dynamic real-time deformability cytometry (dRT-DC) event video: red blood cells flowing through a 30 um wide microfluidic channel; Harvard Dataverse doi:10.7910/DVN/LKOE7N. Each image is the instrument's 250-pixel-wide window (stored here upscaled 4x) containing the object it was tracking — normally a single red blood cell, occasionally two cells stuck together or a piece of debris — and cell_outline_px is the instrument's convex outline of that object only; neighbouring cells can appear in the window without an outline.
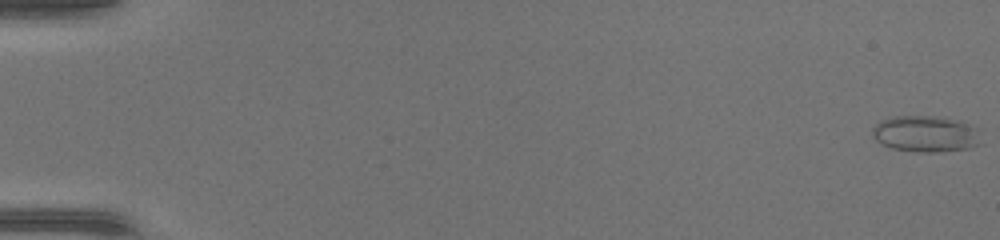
{"species": "common noctule bat (a hibernating species)", "species_latin": "Nyctalus noctula", "temperature_condition": "warm", "stored_images_in_passage": 49, "camera_frame_rate_fps": 3000, "um_per_image_px": 0.085, "animal": {"sex": "female", "body_mass_g": 17.0, "forearm_length_mm": 48.0}, "frame": {"image": 1, "passage_image": 1, "time_ms": 0.0, "image_size_px": [1000, 240], "cell_outline_px": [[980, 144], [968, 148], [944, 152], [916, 152], [892, 148], [876, 140], [872, 136], [872, 128], [880, 120], [896, 116], [936, 116], [960, 120], [976, 128]], "centroid_in_image_um": [78.66, 11.38], "position_along_channel_um": 6.3, "area_um2": 23.0}}
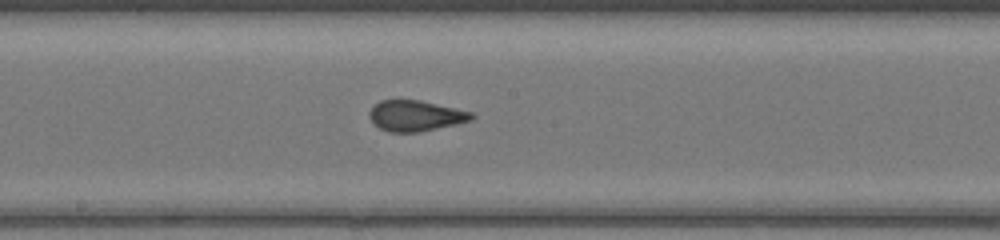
{"frame": {"image": 2, "passage_image": 28, "time_ms": 9.0, "image_size_px": [1000, 240], "cell_outline_px": [[476, 116], [472, 120], [456, 124], [420, 132], [388, 132], [372, 124], [368, 116], [368, 112], [380, 100], [420, 100], [472, 112]], "centroid_in_image_um": [35.3, 9.85], "position_along_channel_um": 212.9, "area_um2": 18.38}}
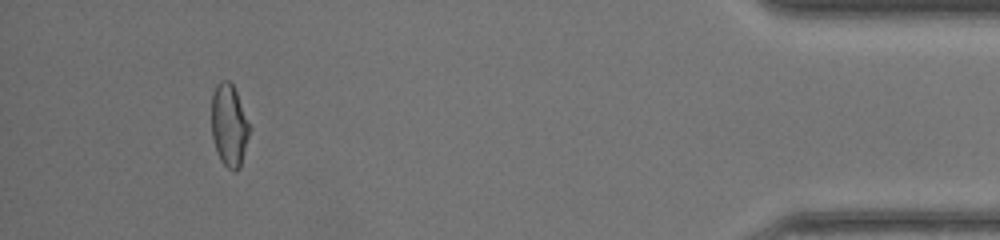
{"frame": {"image": 3, "passage_image": 46, "time_ms": 15.0, "image_size_px": [1000, 240], "cell_outline_px": [[252, 128], [240, 168], [236, 172], [232, 172], [220, 160], [212, 136], [212, 92], [216, 84], [220, 80], [228, 80], [232, 84], [236, 92]], "centroid_in_image_um": [19.5, 10.67], "position_along_channel_um": 415.7, "area_um2": 18.5}}